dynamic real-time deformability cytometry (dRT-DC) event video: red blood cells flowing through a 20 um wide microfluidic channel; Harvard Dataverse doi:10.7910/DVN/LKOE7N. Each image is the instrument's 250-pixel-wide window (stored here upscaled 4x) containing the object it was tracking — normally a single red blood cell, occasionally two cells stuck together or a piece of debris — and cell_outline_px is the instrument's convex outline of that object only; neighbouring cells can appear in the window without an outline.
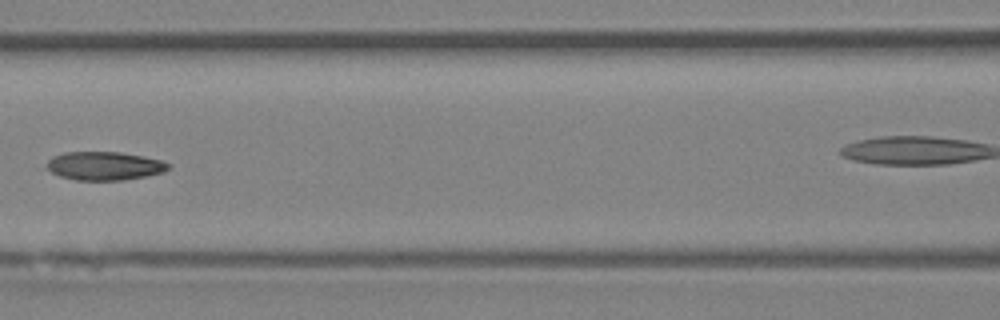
{"species": "Egyptian fruit bat (a non-hibernating species)", "species_latin": "Rousettus aegyptiacus", "temperature_condition": "room temperature", "stored_images_in_passage": 7, "camera_frame_rate_fps": 3000, "um_per_image_px": 0.085, "animal": {"sex": "female"}, "frame": {"image": 1, "passage_image": 5, "time_ms": 4.667, "image_size_px": [1000, 320], "cell_outline_px": [[168, 168], [164, 172], [124, 180], [76, 180], [60, 176], [44, 168], [44, 164], [52, 156], [64, 152], [120, 152], [144, 156], [160, 160], [168, 164]], "centroid_in_image_um": [8.8, 14.09], "position_along_channel_um": 157.8, "area_um2": 20.23}}